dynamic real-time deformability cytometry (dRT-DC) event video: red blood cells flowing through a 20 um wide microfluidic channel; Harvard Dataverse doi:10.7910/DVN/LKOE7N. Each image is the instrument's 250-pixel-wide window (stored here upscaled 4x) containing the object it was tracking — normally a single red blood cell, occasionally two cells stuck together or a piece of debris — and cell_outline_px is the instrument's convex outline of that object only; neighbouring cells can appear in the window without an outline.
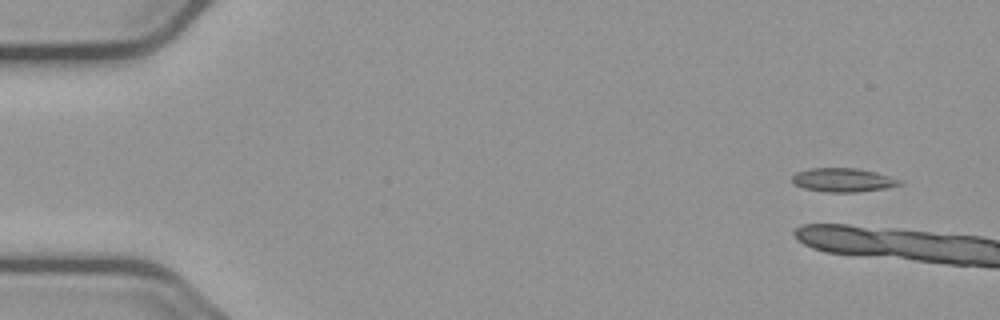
{"species": "common noctule bat (a hibernating species)", "species_latin": "Nyctalus noctula", "temperature_condition": "cold", "stored_images_in_passage": 4, "camera_frame_rate_fps": 3000, "um_per_image_px": 0.085, "animal": {"sex": "male", "body_mass_g": 23.1, "forearm_length_mm": 52.7}, "frame": {"image": 1, "passage_image": 1, "time_ms": 0.0, "image_size_px": [1000, 320], "cell_outline_px": [[904, 184], [884, 188], [856, 192], [824, 192], [804, 188], [796, 184], [792, 180], [792, 176], [796, 172], [808, 168], [856, 168], [876, 172], [900, 180]], "centroid_in_image_um": [71.64, 15.29], "position_along_channel_um": 13.4, "area_um2": 14.8}}